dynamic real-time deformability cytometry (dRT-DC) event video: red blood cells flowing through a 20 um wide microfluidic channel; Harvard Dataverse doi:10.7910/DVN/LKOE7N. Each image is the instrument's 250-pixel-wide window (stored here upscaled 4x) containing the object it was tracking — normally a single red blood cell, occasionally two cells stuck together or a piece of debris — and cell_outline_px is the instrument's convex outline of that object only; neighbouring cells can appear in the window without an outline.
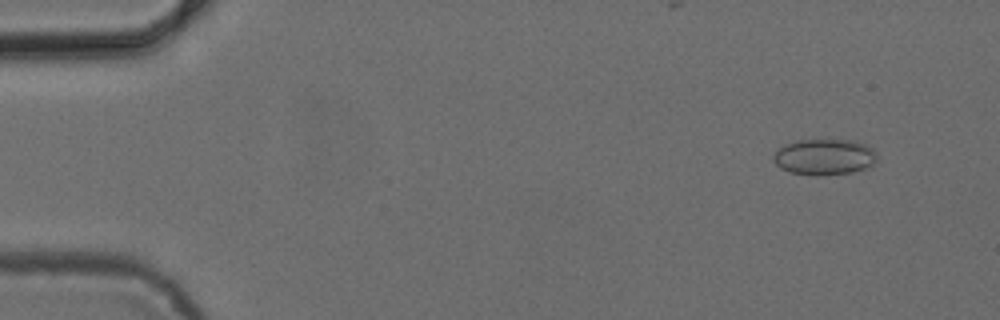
{"species": "common noctule bat (a hibernating species)", "species_latin": "Nyctalus noctula", "temperature_condition": "cold", "stored_images_in_passage": 49, "camera_frame_rate_fps": 3000, "um_per_image_px": 0.085, "animal": {"sex": "female", "body_mass_g": 24.6, "forearm_length_mm": 56.2}, "frame": {"image": 1, "passage_image": 1, "time_ms": 0.0, "image_size_px": [1000, 320], "cell_outline_px": [[876, 160], [872, 164], [864, 168], [852, 172], [788, 172], [780, 168], [772, 160], [772, 156], [784, 144], [796, 140], [856, 140], [872, 148], [876, 152]], "centroid_in_image_um": [70.06, 13.27], "position_along_channel_um": 14.9, "area_um2": 20.87}}
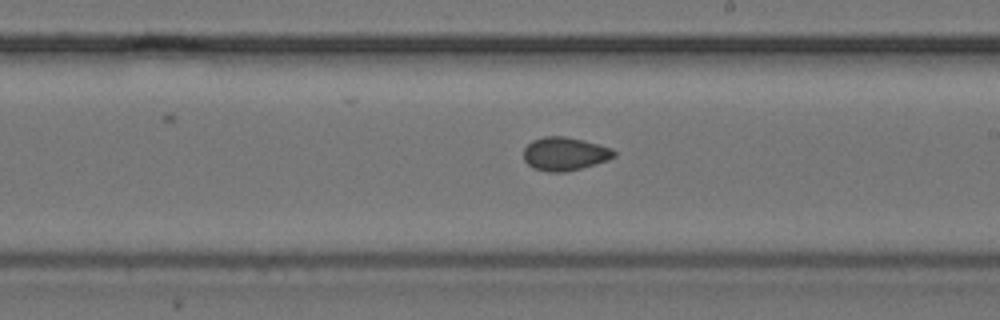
{"frame": {"image": 2, "passage_image": 27, "time_ms": 8.667, "image_size_px": [1000, 320], "cell_outline_px": [[616, 156], [608, 160], [596, 164], [564, 172], [548, 172], [532, 168], [524, 160], [524, 148], [532, 140], [544, 136], [564, 136], [584, 140], [612, 148], [616, 152]], "centroid_in_image_um": [48.01, 13.07], "position_along_channel_um": 241.0, "area_um2": 17.69}}
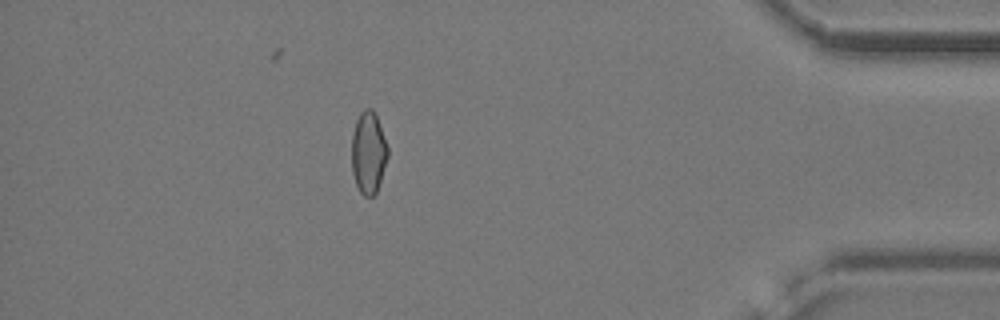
{"frame": {"image": 3, "passage_image": 43, "time_ms": 14.0, "image_size_px": [1000, 320], "cell_outline_px": [[388, 156], [376, 192], [372, 196], [364, 196], [360, 192], [356, 184], [352, 172], [352, 132], [356, 120], [360, 112], [364, 108], [372, 108], [376, 112], [388, 148]], "centroid_in_image_um": [31.31, 12.92], "position_along_channel_um": 403.9, "area_um2": 17.34}, "authors_computed_cell_mechanics": {"area_um2": 17.6868, "velocity_mm_per_s": 3.8884, "shape_relaxation_time_tau1_ms": 6.1215, "shape_relaxation_time_tau2_ms": 2.642, "deformation_change_tau1": 0.0552, "deformation_change_tau2": 0.0418}}